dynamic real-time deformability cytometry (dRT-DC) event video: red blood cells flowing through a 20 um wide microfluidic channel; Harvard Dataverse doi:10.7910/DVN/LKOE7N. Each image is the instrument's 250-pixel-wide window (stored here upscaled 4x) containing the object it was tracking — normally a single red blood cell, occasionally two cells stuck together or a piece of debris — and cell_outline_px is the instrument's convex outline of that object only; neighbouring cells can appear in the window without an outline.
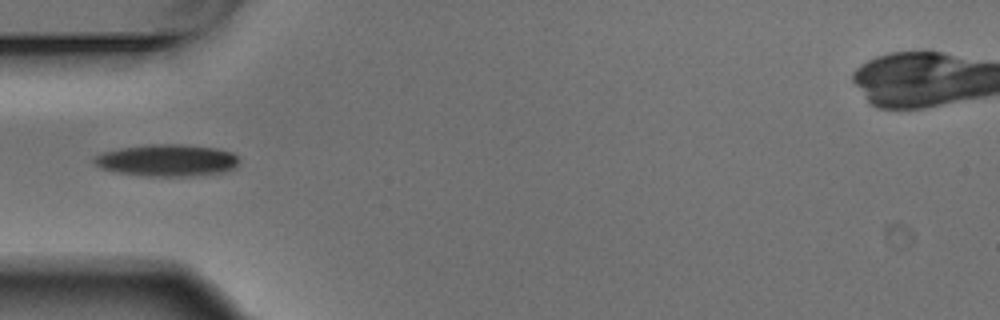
{"species": "Egyptian fruit bat (a non-hibernating species)", "species_latin": "Rousettus aegyptiacus", "temperature_condition": "warm", "stored_images_in_passage": 5, "camera_frame_rate_fps": 3000, "um_per_image_px": 0.085, "animal": {"sex": "male"}, "frame": {"image": 1, "passage_image": 5, "time_ms": 1.333, "image_size_px": [1000, 320], "cell_outline_px": [[240, 160], [236, 168], [224, 172], [188, 176], [148, 176], [116, 172], [100, 168], [92, 164], [92, 156], [104, 152], [120, 148], [152, 144], [176, 144], [216, 148], [232, 152]], "centroid_in_image_um": [14.17, 13.63], "position_along_channel_um": 70.8, "area_um2": 27.11}}